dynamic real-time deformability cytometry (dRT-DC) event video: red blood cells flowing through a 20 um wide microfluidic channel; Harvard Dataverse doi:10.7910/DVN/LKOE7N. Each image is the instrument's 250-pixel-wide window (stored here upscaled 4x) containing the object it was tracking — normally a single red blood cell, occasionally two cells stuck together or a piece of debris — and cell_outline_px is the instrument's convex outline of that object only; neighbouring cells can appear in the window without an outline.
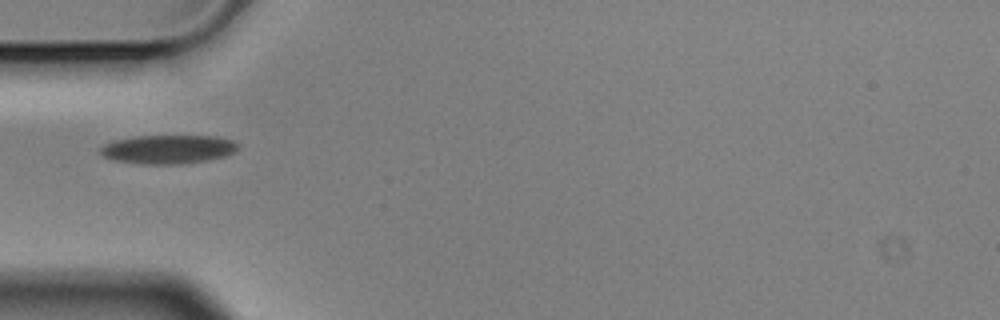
{"species": "Egyptian fruit bat (a non-hibernating species)", "species_latin": "Rousettus aegyptiacus", "temperature_condition": "cold", "stored_images_in_passage": 6, "camera_frame_rate_fps": 3000, "um_per_image_px": 0.085, "animal": {"sex": "male"}, "frame": {"image": 1, "passage_image": 1, "time_ms": 0.0, "image_size_px": [1000, 320], "cell_outline_px": [[240, 148], [236, 152], [228, 156], [208, 160], [180, 164], [144, 164], [112, 160], [104, 156], [100, 152], [100, 148], [104, 144], [112, 140], [136, 136], [216, 136], [232, 140], [240, 144]], "centroid_in_image_um": [14.33, 12.69], "position_along_channel_um": 70.7, "area_um2": 23.41}}
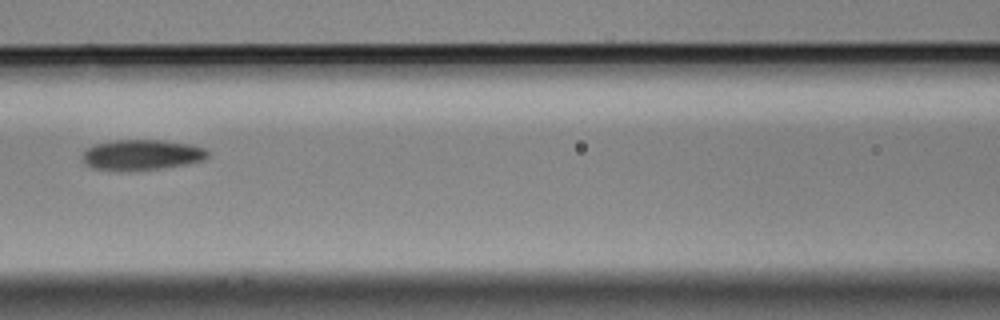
{"frame": {"image": 2, "passage_image": 3, "time_ms": 0.667, "image_size_px": [1000, 320], "cell_outline_px": [[208, 156], [204, 160], [188, 164], [164, 168], [120, 172], [92, 168], [84, 164], [80, 156], [88, 148], [96, 144], [116, 140], [164, 140], [192, 144], [204, 148], [208, 152]], "centroid_in_image_um": [12.03, 13.18], "position_along_channel_um": 154.6, "area_um2": 22.72}}
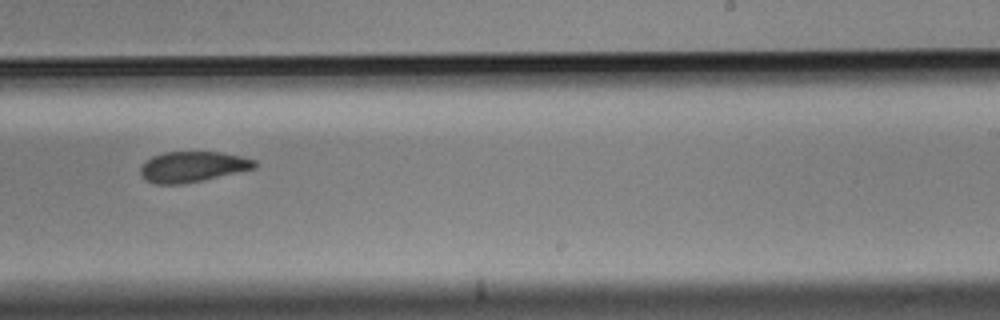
{"frame": {"image": 3, "passage_image": 6, "time_ms": 1.667, "image_size_px": [1000, 320], "cell_outline_px": [[256, 168], [204, 180], [180, 184], [156, 184], [144, 180], [140, 172], [140, 168], [152, 156], [164, 152], [220, 152], [240, 156], [256, 160]], "centroid_in_image_um": [16.37, 14.18], "position_along_channel_um": 272.6, "area_um2": 20.29}}